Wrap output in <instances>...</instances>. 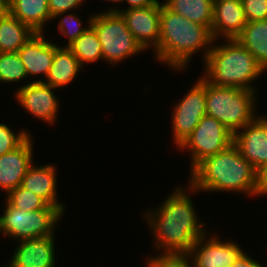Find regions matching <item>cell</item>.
Here are the masks:
<instances>
[{"label":"cell","instance_id":"obj_1","mask_svg":"<svg viewBox=\"0 0 267 267\" xmlns=\"http://www.w3.org/2000/svg\"><path fill=\"white\" fill-rule=\"evenodd\" d=\"M177 188L160 206L144 214L155 236V250L165 255H187L192 246L207 234L198 220L190 194Z\"/></svg>","mask_w":267,"mask_h":267},{"label":"cell","instance_id":"obj_2","mask_svg":"<svg viewBox=\"0 0 267 267\" xmlns=\"http://www.w3.org/2000/svg\"><path fill=\"white\" fill-rule=\"evenodd\" d=\"M191 192L227 191L249 196L257 194V170L245 160L233 143L225 150L205 158L189 177Z\"/></svg>","mask_w":267,"mask_h":267},{"label":"cell","instance_id":"obj_3","mask_svg":"<svg viewBox=\"0 0 267 267\" xmlns=\"http://www.w3.org/2000/svg\"><path fill=\"white\" fill-rule=\"evenodd\" d=\"M214 41L206 26L193 23L162 4L158 46L152 49L161 63H166L175 71L185 69L192 56L200 49H204L202 56L205 60L215 44Z\"/></svg>","mask_w":267,"mask_h":267},{"label":"cell","instance_id":"obj_4","mask_svg":"<svg viewBox=\"0 0 267 267\" xmlns=\"http://www.w3.org/2000/svg\"><path fill=\"white\" fill-rule=\"evenodd\" d=\"M225 42L212 46L201 77L213 85L257 91L251 83L261 76L264 68L236 38Z\"/></svg>","mask_w":267,"mask_h":267},{"label":"cell","instance_id":"obj_5","mask_svg":"<svg viewBox=\"0 0 267 267\" xmlns=\"http://www.w3.org/2000/svg\"><path fill=\"white\" fill-rule=\"evenodd\" d=\"M256 91L217 86L206 82V115L221 122L235 134L254 121Z\"/></svg>","mask_w":267,"mask_h":267},{"label":"cell","instance_id":"obj_6","mask_svg":"<svg viewBox=\"0 0 267 267\" xmlns=\"http://www.w3.org/2000/svg\"><path fill=\"white\" fill-rule=\"evenodd\" d=\"M91 26L98 35L105 62L116 64L144 50L128 30L120 13L105 11L94 14Z\"/></svg>","mask_w":267,"mask_h":267},{"label":"cell","instance_id":"obj_7","mask_svg":"<svg viewBox=\"0 0 267 267\" xmlns=\"http://www.w3.org/2000/svg\"><path fill=\"white\" fill-rule=\"evenodd\" d=\"M5 211L0 215V232L18 241L53 236L55 225L63 213L59 209H39L26 212L14 208L7 200Z\"/></svg>","mask_w":267,"mask_h":267},{"label":"cell","instance_id":"obj_8","mask_svg":"<svg viewBox=\"0 0 267 267\" xmlns=\"http://www.w3.org/2000/svg\"><path fill=\"white\" fill-rule=\"evenodd\" d=\"M233 141L232 132L215 118L205 115L178 149L190 151L192 171L205 158L225 150Z\"/></svg>","mask_w":267,"mask_h":267},{"label":"cell","instance_id":"obj_9","mask_svg":"<svg viewBox=\"0 0 267 267\" xmlns=\"http://www.w3.org/2000/svg\"><path fill=\"white\" fill-rule=\"evenodd\" d=\"M172 113L174 144L179 147L206 115V81L201 76Z\"/></svg>","mask_w":267,"mask_h":267},{"label":"cell","instance_id":"obj_10","mask_svg":"<svg viewBox=\"0 0 267 267\" xmlns=\"http://www.w3.org/2000/svg\"><path fill=\"white\" fill-rule=\"evenodd\" d=\"M161 6L162 3L158 2L156 5L143 8L119 10L113 7L107 12L121 14L128 30L145 51L149 46L154 49L158 46Z\"/></svg>","mask_w":267,"mask_h":267},{"label":"cell","instance_id":"obj_11","mask_svg":"<svg viewBox=\"0 0 267 267\" xmlns=\"http://www.w3.org/2000/svg\"><path fill=\"white\" fill-rule=\"evenodd\" d=\"M206 237L207 234L201 236L187 254L193 267H231L244 252L233 241L222 242L215 234Z\"/></svg>","mask_w":267,"mask_h":267},{"label":"cell","instance_id":"obj_12","mask_svg":"<svg viewBox=\"0 0 267 267\" xmlns=\"http://www.w3.org/2000/svg\"><path fill=\"white\" fill-rule=\"evenodd\" d=\"M50 85L42 82V79L27 83L17 88L16 98L21 107L39 120L46 123H54L57 117L59 100Z\"/></svg>","mask_w":267,"mask_h":267},{"label":"cell","instance_id":"obj_13","mask_svg":"<svg viewBox=\"0 0 267 267\" xmlns=\"http://www.w3.org/2000/svg\"><path fill=\"white\" fill-rule=\"evenodd\" d=\"M241 129L234 134L233 143L257 170L267 162V116H258Z\"/></svg>","mask_w":267,"mask_h":267},{"label":"cell","instance_id":"obj_14","mask_svg":"<svg viewBox=\"0 0 267 267\" xmlns=\"http://www.w3.org/2000/svg\"><path fill=\"white\" fill-rule=\"evenodd\" d=\"M32 141L29 136L15 150L0 156V189L7 194L21 185L23 177L33 164Z\"/></svg>","mask_w":267,"mask_h":267},{"label":"cell","instance_id":"obj_15","mask_svg":"<svg viewBox=\"0 0 267 267\" xmlns=\"http://www.w3.org/2000/svg\"><path fill=\"white\" fill-rule=\"evenodd\" d=\"M7 267H55L54 236L18 241Z\"/></svg>","mask_w":267,"mask_h":267},{"label":"cell","instance_id":"obj_16","mask_svg":"<svg viewBox=\"0 0 267 267\" xmlns=\"http://www.w3.org/2000/svg\"><path fill=\"white\" fill-rule=\"evenodd\" d=\"M247 23L241 0H214L211 27L214 40L220 36L225 39L236 38Z\"/></svg>","mask_w":267,"mask_h":267},{"label":"cell","instance_id":"obj_17","mask_svg":"<svg viewBox=\"0 0 267 267\" xmlns=\"http://www.w3.org/2000/svg\"><path fill=\"white\" fill-rule=\"evenodd\" d=\"M59 46L47 41L44 33H35L17 52L23 62L27 76L48 75L54 52Z\"/></svg>","mask_w":267,"mask_h":267},{"label":"cell","instance_id":"obj_18","mask_svg":"<svg viewBox=\"0 0 267 267\" xmlns=\"http://www.w3.org/2000/svg\"><path fill=\"white\" fill-rule=\"evenodd\" d=\"M56 170L54 165L47 164L38 167L32 164L23 177L21 186L64 213L65 206L57 200Z\"/></svg>","mask_w":267,"mask_h":267},{"label":"cell","instance_id":"obj_19","mask_svg":"<svg viewBox=\"0 0 267 267\" xmlns=\"http://www.w3.org/2000/svg\"><path fill=\"white\" fill-rule=\"evenodd\" d=\"M9 9L12 16L28 25L35 33H44L45 23L53 20L48 0H11Z\"/></svg>","mask_w":267,"mask_h":267},{"label":"cell","instance_id":"obj_20","mask_svg":"<svg viewBox=\"0 0 267 267\" xmlns=\"http://www.w3.org/2000/svg\"><path fill=\"white\" fill-rule=\"evenodd\" d=\"M82 66L68 47H58L54 52L51 68L44 82L53 88H61L73 81Z\"/></svg>","mask_w":267,"mask_h":267},{"label":"cell","instance_id":"obj_21","mask_svg":"<svg viewBox=\"0 0 267 267\" xmlns=\"http://www.w3.org/2000/svg\"><path fill=\"white\" fill-rule=\"evenodd\" d=\"M236 40L267 71V20L248 22Z\"/></svg>","mask_w":267,"mask_h":267},{"label":"cell","instance_id":"obj_22","mask_svg":"<svg viewBox=\"0 0 267 267\" xmlns=\"http://www.w3.org/2000/svg\"><path fill=\"white\" fill-rule=\"evenodd\" d=\"M214 0H166L163 4L172 12L193 23L206 26L210 31Z\"/></svg>","mask_w":267,"mask_h":267},{"label":"cell","instance_id":"obj_23","mask_svg":"<svg viewBox=\"0 0 267 267\" xmlns=\"http://www.w3.org/2000/svg\"><path fill=\"white\" fill-rule=\"evenodd\" d=\"M34 34L28 25L9 13L0 19V52H18Z\"/></svg>","mask_w":267,"mask_h":267},{"label":"cell","instance_id":"obj_24","mask_svg":"<svg viewBox=\"0 0 267 267\" xmlns=\"http://www.w3.org/2000/svg\"><path fill=\"white\" fill-rule=\"evenodd\" d=\"M68 48L77 57L82 67L85 63H93L99 59L103 60L102 46L92 26L71 43Z\"/></svg>","mask_w":267,"mask_h":267},{"label":"cell","instance_id":"obj_25","mask_svg":"<svg viewBox=\"0 0 267 267\" xmlns=\"http://www.w3.org/2000/svg\"><path fill=\"white\" fill-rule=\"evenodd\" d=\"M6 200L14 208L26 212H32L39 209H58L55 206H50L44 199L33 194L31 191L24 189L21 185L11 190L7 194Z\"/></svg>","mask_w":267,"mask_h":267},{"label":"cell","instance_id":"obj_26","mask_svg":"<svg viewBox=\"0 0 267 267\" xmlns=\"http://www.w3.org/2000/svg\"><path fill=\"white\" fill-rule=\"evenodd\" d=\"M27 77L25 66L17 52H0V82H18Z\"/></svg>","mask_w":267,"mask_h":267},{"label":"cell","instance_id":"obj_27","mask_svg":"<svg viewBox=\"0 0 267 267\" xmlns=\"http://www.w3.org/2000/svg\"><path fill=\"white\" fill-rule=\"evenodd\" d=\"M91 19L88 20L89 24L87 27L82 26V22L80 18L76 16V14L69 13L63 16L60 21L58 22L59 31L66 37H68V42L65 47H68L71 43L77 40L90 26H91ZM82 27V28H81Z\"/></svg>","mask_w":267,"mask_h":267},{"label":"cell","instance_id":"obj_28","mask_svg":"<svg viewBox=\"0 0 267 267\" xmlns=\"http://www.w3.org/2000/svg\"><path fill=\"white\" fill-rule=\"evenodd\" d=\"M30 134L23 130L14 134L6 124L0 123V156L15 150L19 147Z\"/></svg>","mask_w":267,"mask_h":267},{"label":"cell","instance_id":"obj_29","mask_svg":"<svg viewBox=\"0 0 267 267\" xmlns=\"http://www.w3.org/2000/svg\"><path fill=\"white\" fill-rule=\"evenodd\" d=\"M147 267H193L188 255H165L149 257Z\"/></svg>","mask_w":267,"mask_h":267},{"label":"cell","instance_id":"obj_30","mask_svg":"<svg viewBox=\"0 0 267 267\" xmlns=\"http://www.w3.org/2000/svg\"><path fill=\"white\" fill-rule=\"evenodd\" d=\"M248 22L267 20V0H241Z\"/></svg>","mask_w":267,"mask_h":267},{"label":"cell","instance_id":"obj_31","mask_svg":"<svg viewBox=\"0 0 267 267\" xmlns=\"http://www.w3.org/2000/svg\"><path fill=\"white\" fill-rule=\"evenodd\" d=\"M85 0H48L49 2V12L51 17L55 19L56 17L63 16L65 13L72 9H78Z\"/></svg>","mask_w":267,"mask_h":267},{"label":"cell","instance_id":"obj_32","mask_svg":"<svg viewBox=\"0 0 267 267\" xmlns=\"http://www.w3.org/2000/svg\"><path fill=\"white\" fill-rule=\"evenodd\" d=\"M257 194H267V162L257 169Z\"/></svg>","mask_w":267,"mask_h":267},{"label":"cell","instance_id":"obj_33","mask_svg":"<svg viewBox=\"0 0 267 267\" xmlns=\"http://www.w3.org/2000/svg\"><path fill=\"white\" fill-rule=\"evenodd\" d=\"M231 267H264L260 262L243 252Z\"/></svg>","mask_w":267,"mask_h":267},{"label":"cell","instance_id":"obj_34","mask_svg":"<svg viewBox=\"0 0 267 267\" xmlns=\"http://www.w3.org/2000/svg\"><path fill=\"white\" fill-rule=\"evenodd\" d=\"M123 1L128 3L129 7L127 9L150 7L159 2L158 0H122V2Z\"/></svg>","mask_w":267,"mask_h":267},{"label":"cell","instance_id":"obj_35","mask_svg":"<svg viewBox=\"0 0 267 267\" xmlns=\"http://www.w3.org/2000/svg\"><path fill=\"white\" fill-rule=\"evenodd\" d=\"M10 13L9 2L0 0V19H3Z\"/></svg>","mask_w":267,"mask_h":267},{"label":"cell","instance_id":"obj_36","mask_svg":"<svg viewBox=\"0 0 267 267\" xmlns=\"http://www.w3.org/2000/svg\"><path fill=\"white\" fill-rule=\"evenodd\" d=\"M107 1V0H106ZM108 1H111V2H113V3H115V2H117V3H121L122 2V0H108Z\"/></svg>","mask_w":267,"mask_h":267}]
</instances>
